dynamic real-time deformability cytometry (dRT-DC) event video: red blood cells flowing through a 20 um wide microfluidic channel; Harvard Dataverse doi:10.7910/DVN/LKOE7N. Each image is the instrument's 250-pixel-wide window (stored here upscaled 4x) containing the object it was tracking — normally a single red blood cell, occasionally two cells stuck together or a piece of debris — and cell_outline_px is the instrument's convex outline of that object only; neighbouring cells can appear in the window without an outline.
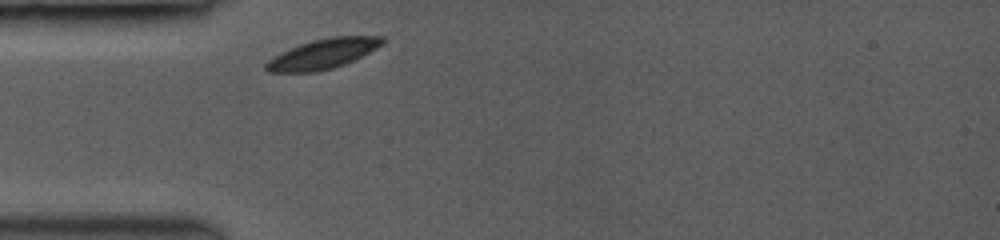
{"species": "common noctule bat (a hibernating species)", "species_latin": "Nyctalus noctula", "temperature_condition": "room temperature", "stored_images_in_passage": 1, "camera_frame_rate_fps": 3000, "um_per_image_px": 0.085, "animal": {"sex": "female", "body_mass_g": 19.0, "forearm_length_mm": 53.3}, "frame": {"image": 1, "passage_image": 1, "time_ms": 0.0, "image_size_px": [1000, 240], "cell_outline_px": [[384, 44], [344, 64], [332, 68], [316, 72], [268, 72], [264, 68], [264, 64], [268, 60], [300, 44], [312, 40], [332, 36], [384, 36]], "centroid_in_image_um": [27.46, 4.57], "position_along_channel_um": 57.5, "area_um2": 19.94}}